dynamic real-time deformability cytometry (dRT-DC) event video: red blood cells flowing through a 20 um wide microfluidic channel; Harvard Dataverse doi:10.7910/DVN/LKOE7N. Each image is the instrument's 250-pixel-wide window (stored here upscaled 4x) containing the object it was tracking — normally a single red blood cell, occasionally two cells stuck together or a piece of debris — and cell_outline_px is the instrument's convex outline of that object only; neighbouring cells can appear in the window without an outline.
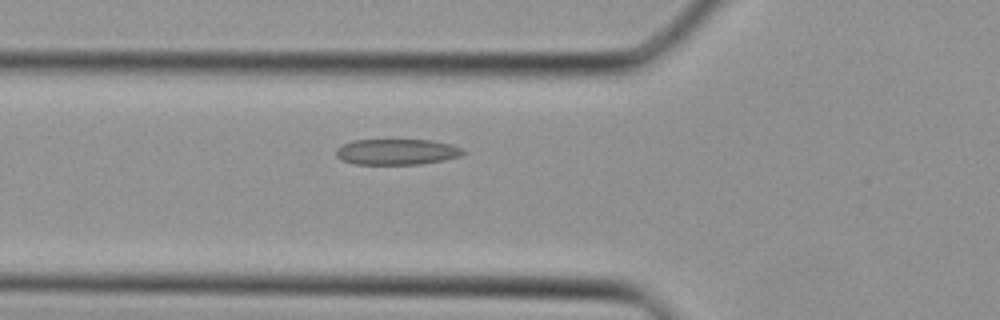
{"species": "Egyptian fruit bat (a non-hibernating species)", "species_latin": "Rousettus aegyptiacus", "temperature_condition": "cold", "stored_images_in_passage": 39, "camera_frame_rate_fps": 3000, "um_per_image_px": 0.085, "animal": {"sex": "female"}, "frame": {"image": 1, "passage_image": 14, "time_ms": 4.333, "image_size_px": [1000, 320], "cell_outline_px": [[464, 152], [460, 156], [444, 160], [420, 164], [352, 164], [336, 156], [336, 148], [340, 144], [352, 140], [432, 140], [452, 144], [460, 148]], "centroid_in_image_um": [33.69, 12.9], "position_along_channel_um": 92.1, "area_um2": 19.13}}
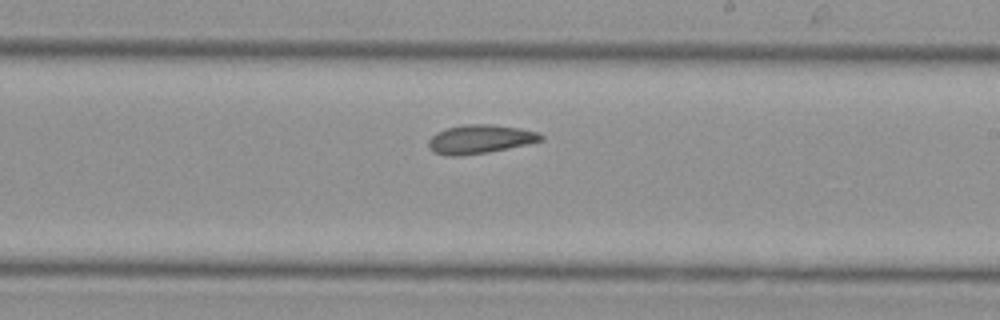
{"frame": {"image": 2, "passage_image": 23, "time_ms": 7.333, "image_size_px": [1000, 320], "cell_outline_px": [[544, 140], [528, 144], [488, 152], [460, 156], [448, 156], [432, 152], [428, 148], [428, 140], [436, 132], [448, 128], [464, 124], [492, 124], [520, 128], [540, 132], [544, 136]], "centroid_in_image_um": [40.81, 11.83], "position_along_channel_um": 248.2, "area_um2": 19.07}}
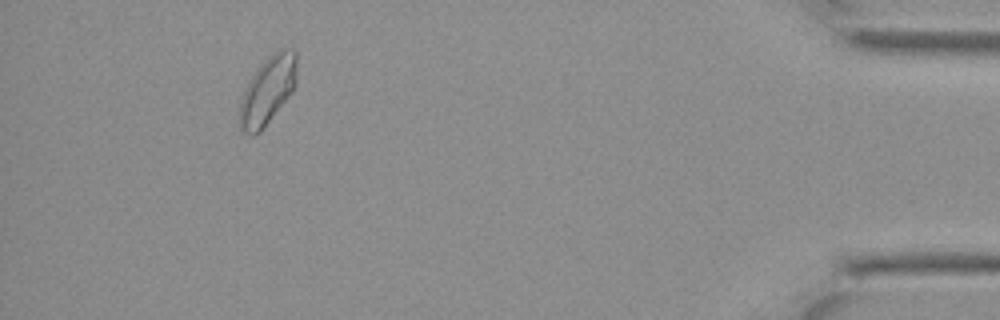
{"frame": {"image": 3, "passage_image": 36, "time_ms": 11.667, "image_size_px": [1000, 320], "cell_outline_px": [[296, 80], [292, 92], [260, 132], [252, 136], [244, 132], [240, 128], [240, 100], [244, 88], [248, 80], [260, 64], [272, 52], [280, 48], [292, 48], [296, 52]], "centroid_in_image_um": [22.74, 7.65], "position_along_channel_um": 412.5, "area_um2": 22.72}}